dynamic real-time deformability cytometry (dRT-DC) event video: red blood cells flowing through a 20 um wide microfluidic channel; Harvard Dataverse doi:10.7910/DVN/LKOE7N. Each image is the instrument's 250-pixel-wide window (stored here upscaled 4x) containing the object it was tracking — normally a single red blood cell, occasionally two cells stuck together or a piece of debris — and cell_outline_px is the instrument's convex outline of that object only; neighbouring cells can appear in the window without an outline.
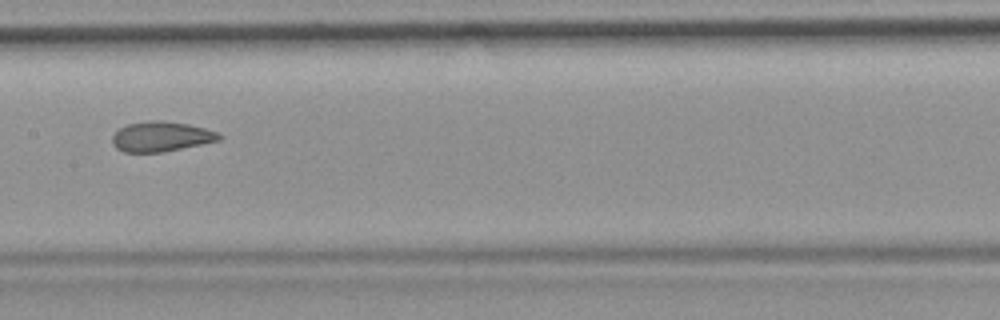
{"species": "common noctule bat (a hibernating species)", "species_latin": "Nyctalus noctula", "temperature_condition": "room temperature", "stored_images_in_passage": 38, "camera_frame_rate_fps": 3000, "um_per_image_px": 0.085, "animal": {"sex": "female", "body_mass_g": 19.9}, "frame": {"image": 1, "passage_image": 12, "time_ms": 3.667, "image_size_px": [1000, 320], "cell_outline_px": [[224, 136], [220, 140], [164, 152], [124, 152], [116, 148], [112, 144], [112, 136], [120, 128], [128, 124], [152, 120], [160, 120], [188, 124], [204, 128], [216, 132]], "centroid_in_image_um": [13.69, 11.61], "position_along_channel_um": 193.7, "area_um2": 18.61}, "authors_computed_cell_mechanics": {"area_um2": 19.5075, "velocity_mm_per_s": 3.7696, "shape_relaxation_time_tau1_ms": null, "shape_relaxation_time_tau2_ms": 1.4222, "deformation_change_tau1": null, "deformation_change_tau2": 0.0759}}